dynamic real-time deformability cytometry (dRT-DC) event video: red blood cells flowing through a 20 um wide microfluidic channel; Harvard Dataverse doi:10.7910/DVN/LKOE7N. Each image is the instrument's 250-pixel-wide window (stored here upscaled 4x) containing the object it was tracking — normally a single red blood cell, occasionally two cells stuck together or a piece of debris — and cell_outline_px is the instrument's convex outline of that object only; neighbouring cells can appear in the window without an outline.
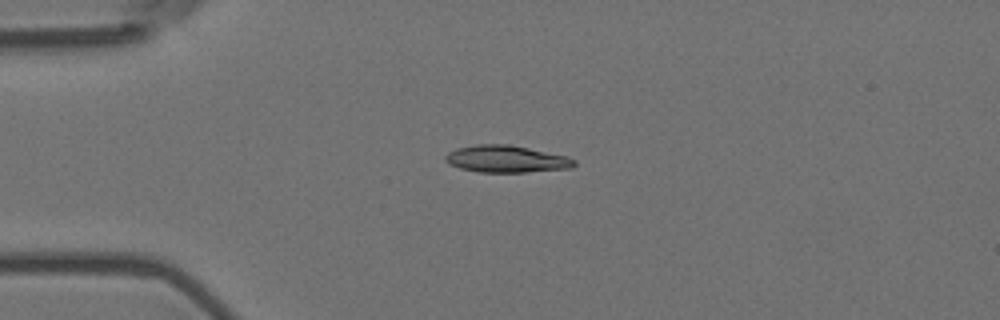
{"species": "Egyptian fruit bat (a non-hibernating species)", "species_latin": "Rousettus aegyptiacus", "temperature_condition": "room temperature", "stored_images_in_passage": 2, "camera_frame_rate_fps": 3000, "um_per_image_px": 0.085, "animal": {"sex": "female"}, "frame": {"image": 1, "passage_image": 1, "time_ms": 0.0, "image_size_px": [1000, 320], "cell_outline_px": [[576, 164], [572, 168], [524, 172], [480, 172], [460, 168], [448, 164], [444, 160], [444, 156], [448, 152], [456, 148], [476, 144], [508, 144], [568, 156], [576, 160]], "centroid_in_image_um": [43.02, 13.51], "position_along_channel_um": 42.0, "area_um2": 20.4}}